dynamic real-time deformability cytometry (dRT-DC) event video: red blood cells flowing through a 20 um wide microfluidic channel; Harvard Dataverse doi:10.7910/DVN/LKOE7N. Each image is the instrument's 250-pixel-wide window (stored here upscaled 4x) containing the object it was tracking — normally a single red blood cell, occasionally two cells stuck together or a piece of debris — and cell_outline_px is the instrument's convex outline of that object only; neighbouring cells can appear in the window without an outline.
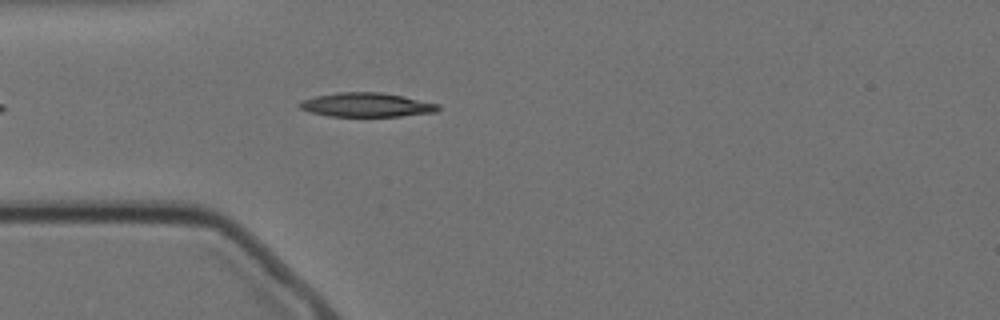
{"species": "Egyptian fruit bat (a non-hibernating species)", "species_latin": "Rousettus aegyptiacus", "temperature_condition": "cold", "stored_images_in_passage": 44, "camera_frame_rate_fps": 3000, "um_per_image_px": 0.085, "animal": {"sex": "female"}, "frame": {"image": 1, "passage_image": 6, "time_ms": 1.667, "image_size_px": [1000, 320], "cell_outline_px": [[440, 108], [436, 112], [400, 116], [328, 116], [312, 112], [300, 108], [300, 100], [316, 96], [336, 92], [380, 92], [404, 96], [440, 104]], "centroid_in_image_um": [31.19, 8.9], "position_along_channel_um": 53.8, "area_um2": 19.42}}
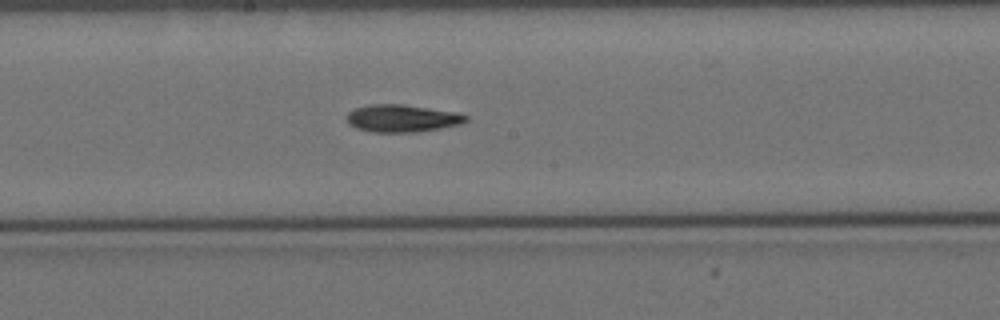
{"frame": {"image": 2, "passage_image": 20, "time_ms": 6.333, "image_size_px": [1000, 320], "cell_outline_px": [[468, 120], [460, 124], [440, 128], [416, 132], [372, 132], [356, 128], [348, 124], [348, 112], [356, 108], [368, 104], [404, 104], [456, 112], [468, 116]], "centroid_in_image_um": [34.17, 10.05], "position_along_channel_um": 214.0, "area_um2": 19.02}}
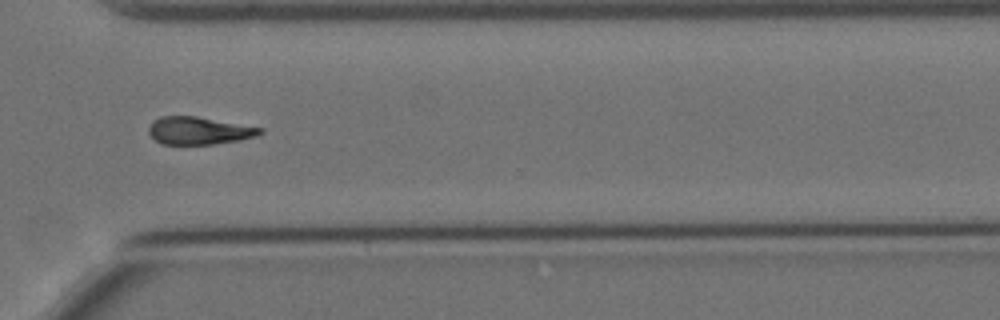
{"frame": {"image": 3, "passage_image": 32, "time_ms": 10.333, "image_size_px": [1000, 320], "cell_outline_px": [[264, 132], [256, 136], [240, 140], [212, 144], [160, 144], [148, 132], [148, 128], [152, 120], [160, 116], [196, 116], [264, 128]], "centroid_in_image_um": [16.9, 11.1], "position_along_channel_um": 353.7, "area_um2": 17.98}, "authors_computed_cell_mechanics": {"area_um2": 18.5538, "velocity_mm_per_s": 3.5051, "shape_relaxation_time_tau1_ms": 8.648, "shape_relaxation_time_tau2_ms": null, "deformation_change_tau1": 0.1775, "deformation_change_tau2": null}}